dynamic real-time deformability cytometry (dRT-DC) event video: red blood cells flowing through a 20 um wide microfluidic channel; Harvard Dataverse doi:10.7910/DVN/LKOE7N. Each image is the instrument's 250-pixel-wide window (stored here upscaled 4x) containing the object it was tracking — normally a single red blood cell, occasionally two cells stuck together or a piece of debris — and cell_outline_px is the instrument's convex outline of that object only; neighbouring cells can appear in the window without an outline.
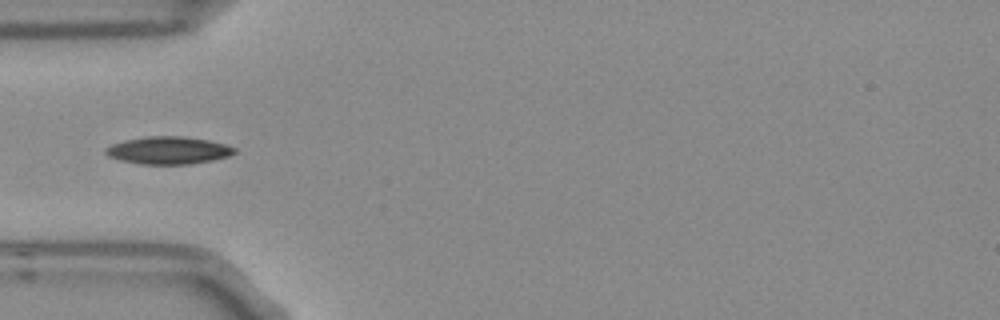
{"species": "Egyptian fruit bat (a non-hibernating species)", "species_latin": "Rousettus aegyptiacus", "temperature_condition": "room temperature", "stored_images_in_passage": 5, "camera_frame_rate_fps": 3000, "um_per_image_px": 0.085, "frame": {"image": 1, "passage_image": 5, "time_ms": 1.333, "image_size_px": [1000, 320], "cell_outline_px": [[236, 152], [228, 156], [212, 160], [192, 164], [140, 164], [120, 160], [108, 156], [104, 152], [104, 148], [112, 144], [124, 140], [148, 136], [184, 136], [208, 140], [224, 144], [236, 148]], "centroid_in_image_um": [14.29, 12.78], "position_along_channel_um": 70.7, "area_um2": 20.69}}